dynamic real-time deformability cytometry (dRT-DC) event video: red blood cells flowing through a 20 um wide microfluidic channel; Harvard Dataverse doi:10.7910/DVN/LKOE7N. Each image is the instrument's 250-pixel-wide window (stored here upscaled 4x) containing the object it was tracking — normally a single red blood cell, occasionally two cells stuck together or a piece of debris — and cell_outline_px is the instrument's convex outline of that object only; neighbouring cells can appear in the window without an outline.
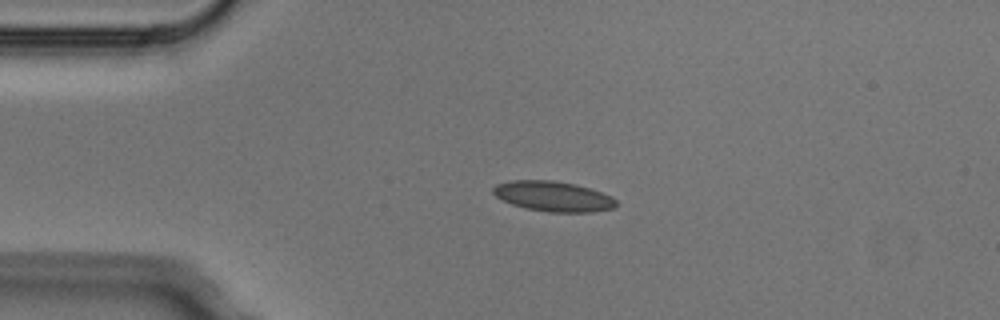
{"species": "Egyptian fruit bat (a non-hibernating species)", "species_latin": "Rousettus aegyptiacus", "temperature_condition": "cold", "stored_images_in_passage": 6, "camera_frame_rate_fps": 3000, "um_per_image_px": 0.085, "animal": {"sex": "male"}, "frame": {"image": 1, "passage_image": 4, "time_ms": 1.0, "image_size_px": [1000, 320], "cell_outline_px": [[620, 204], [616, 208], [592, 212], [548, 212], [524, 208], [512, 204], [496, 196], [492, 192], [492, 188], [496, 184], [508, 180], [556, 180], [576, 184], [612, 196]], "centroid_in_image_um": [47.04, 16.69], "position_along_channel_um": 38.0, "area_um2": 21.91}}
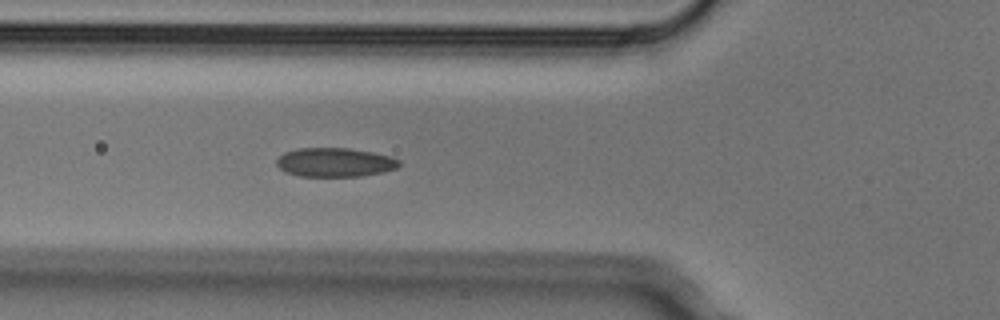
{"frame": {"image": 2, "passage_image": 6, "time_ms": 1.667, "image_size_px": [1000, 320], "cell_outline_px": [[400, 164], [396, 168], [384, 172], [360, 176], [300, 176], [284, 172], [276, 164], [276, 160], [284, 152], [296, 148], [348, 148], [372, 152], [392, 156], [400, 160]], "centroid_in_image_um": [28.46, 13.79], "position_along_channel_um": 97.3, "area_um2": 20.81}}